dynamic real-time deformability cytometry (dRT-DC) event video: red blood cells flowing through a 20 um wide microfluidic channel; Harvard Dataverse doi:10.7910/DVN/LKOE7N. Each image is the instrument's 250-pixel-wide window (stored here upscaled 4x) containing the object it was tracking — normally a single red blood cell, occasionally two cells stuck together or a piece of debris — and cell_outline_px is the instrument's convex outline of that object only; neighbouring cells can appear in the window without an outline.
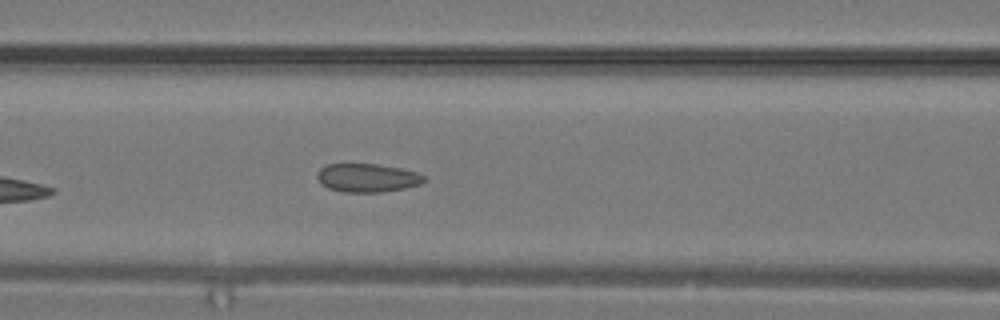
{"species": "common noctule bat (a hibernating species)", "species_latin": "Nyctalus noctula", "temperature_condition": "warm", "stored_images_in_passage": 21, "camera_frame_rate_fps": 3000, "um_per_image_px": 0.085, "animal": {"sex": "male", "body_mass_g": 19.2, "forearm_length_mm": 51.8}, "frame": {"image": 1, "passage_image": 4, "time_ms": 1.0, "image_size_px": [1000, 320], "cell_outline_px": [[424, 180], [420, 184], [404, 188], [380, 192], [344, 192], [328, 188], [320, 184], [316, 176], [316, 172], [320, 168], [328, 164], [376, 164], [400, 168], [416, 172], [424, 176]], "centroid_in_image_um": [31.16, 15.11], "position_along_channel_um": 135.4, "area_um2": 17.69}}
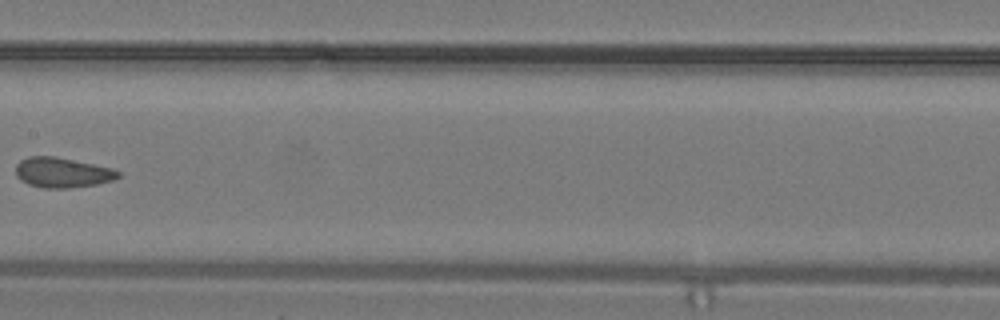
{"frame": {"image": 2, "passage_image": 7, "time_ms": 2.0, "image_size_px": [1000, 320], "cell_outline_px": [[120, 176], [112, 180], [96, 184], [68, 188], [44, 188], [28, 184], [20, 180], [16, 176], [16, 164], [20, 160], [28, 156], [56, 156], [112, 168], [120, 172]], "centroid_in_image_um": [5.26, 14.66], "position_along_channel_um": 202.1, "area_um2": 17.98}}